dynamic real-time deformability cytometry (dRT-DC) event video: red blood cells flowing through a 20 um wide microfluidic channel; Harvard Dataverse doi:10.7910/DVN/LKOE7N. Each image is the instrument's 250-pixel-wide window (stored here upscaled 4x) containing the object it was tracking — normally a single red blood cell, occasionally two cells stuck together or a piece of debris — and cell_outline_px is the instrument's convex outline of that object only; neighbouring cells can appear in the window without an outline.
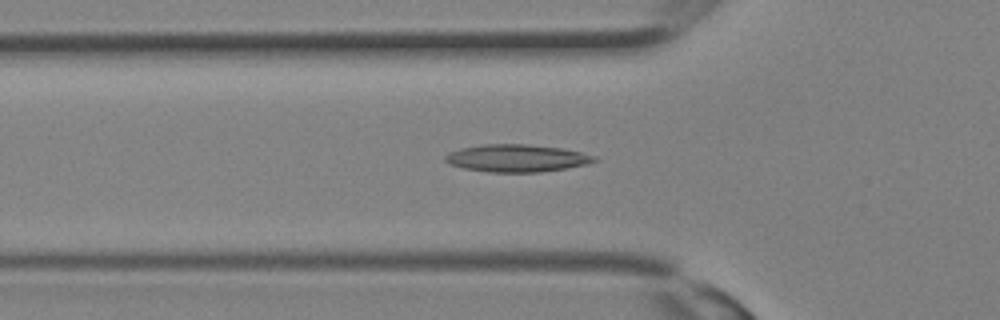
{"species": "Egyptian fruit bat (a non-hibernating species)", "species_latin": "Rousettus aegyptiacus", "temperature_condition": "room temperature", "stored_images_in_passage": 19, "camera_frame_rate_fps": 3000, "um_per_image_px": 0.085, "animal": {"sex": "female"}, "frame": {"image": 1, "passage_image": 2, "time_ms": 0.333, "image_size_px": [1000, 320], "cell_outline_px": [[600, 160], [588, 164], [540, 172], [488, 172], [464, 168], [448, 164], [444, 160], [444, 156], [448, 152], [460, 148], [484, 144], [524, 144], [560, 148], [580, 152], [596, 156]], "centroid_in_image_um": [43.89, 13.44], "position_along_channel_um": 81.9, "area_um2": 23.87}}
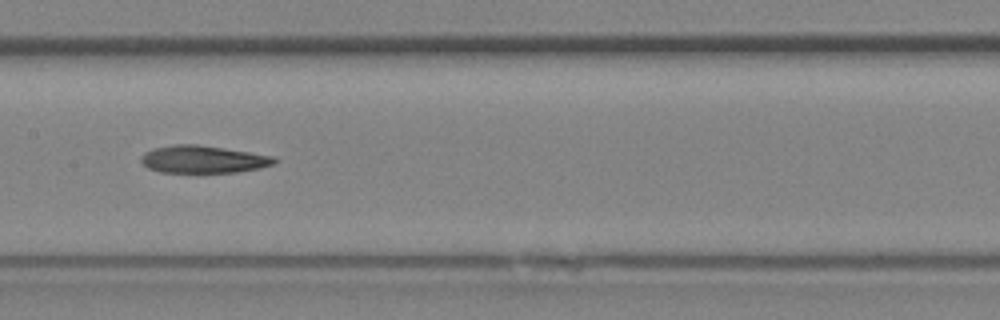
{"frame": {"image": 2, "passage_image": 7, "time_ms": 2.0, "image_size_px": [1000, 320], "cell_outline_px": [[280, 160], [272, 164], [260, 168], [236, 172], [160, 172], [148, 168], [140, 160], [144, 152], [156, 148], [176, 144], [196, 144], [248, 152], [272, 156]], "centroid_in_image_um": [17.26, 13.54], "position_along_channel_um": 190.1, "area_um2": 21.04}}
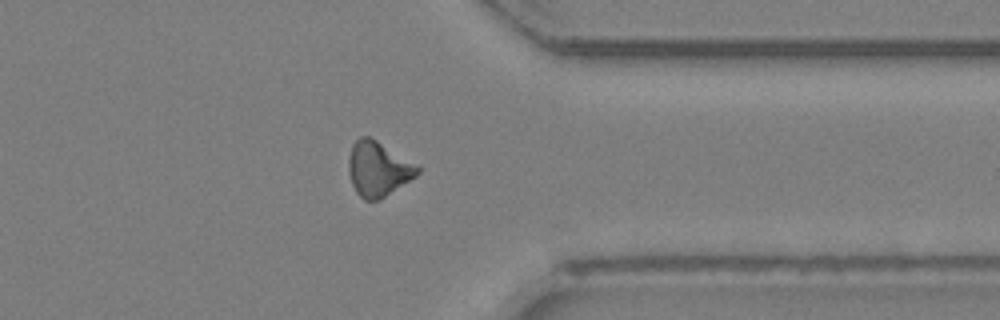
{"frame": {"image": 3, "passage_image": 16, "time_ms": 5.0, "image_size_px": [1000, 320], "cell_outline_px": [[420, 172], [416, 176], [380, 200], [364, 200], [356, 192], [352, 184], [348, 168], [348, 160], [352, 144], [360, 136], [368, 136], [376, 140], [420, 164]], "centroid_in_image_um": [32.17, 14.35], "position_along_channel_um": 379.2, "area_um2": 22.25}}